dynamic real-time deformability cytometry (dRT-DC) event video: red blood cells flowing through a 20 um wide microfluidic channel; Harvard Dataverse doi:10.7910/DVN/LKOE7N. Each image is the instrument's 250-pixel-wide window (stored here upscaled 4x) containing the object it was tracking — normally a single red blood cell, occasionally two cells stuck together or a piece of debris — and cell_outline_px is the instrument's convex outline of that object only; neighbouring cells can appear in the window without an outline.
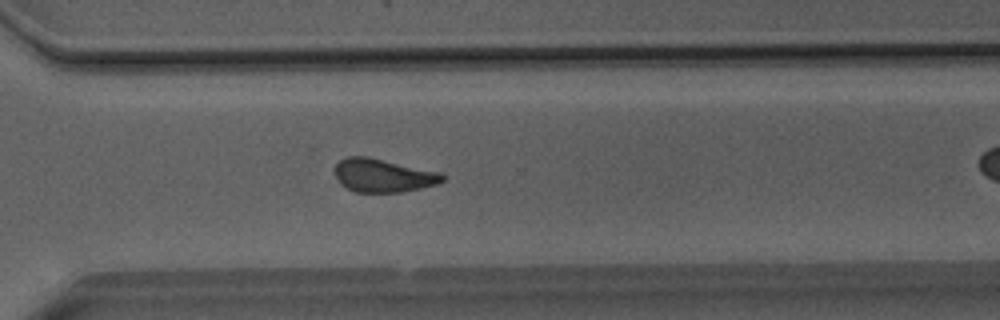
{"species": "Egyptian fruit bat (a non-hibernating species)", "species_latin": "Rousettus aegyptiacus", "temperature_condition": "room temperature", "stored_images_in_passage": 43, "camera_frame_rate_fps": 3000, "um_per_image_px": 0.085, "animal": {"sex": "male"}, "frame": {"image": 1, "passage_image": 37, "time_ms": 12.0, "image_size_px": [1000, 320], "cell_outline_px": [[444, 180], [436, 184], [420, 188], [400, 192], [356, 192], [340, 184], [336, 176], [336, 164], [340, 160], [348, 156], [364, 156], [440, 172], [444, 176]], "centroid_in_image_um": [32.55, 14.92], "position_along_channel_um": 338.1, "area_um2": 20.52}, "authors_computed_cell_mechanics": {"area_um2": 21.9062, "velocity_mm_per_s": 4.0503, "shape_relaxation_time_tau1_ms": null, "shape_relaxation_time_tau2_ms": 3.1421, "deformation_change_tau1": null, "deformation_change_tau2": 0.1292}}